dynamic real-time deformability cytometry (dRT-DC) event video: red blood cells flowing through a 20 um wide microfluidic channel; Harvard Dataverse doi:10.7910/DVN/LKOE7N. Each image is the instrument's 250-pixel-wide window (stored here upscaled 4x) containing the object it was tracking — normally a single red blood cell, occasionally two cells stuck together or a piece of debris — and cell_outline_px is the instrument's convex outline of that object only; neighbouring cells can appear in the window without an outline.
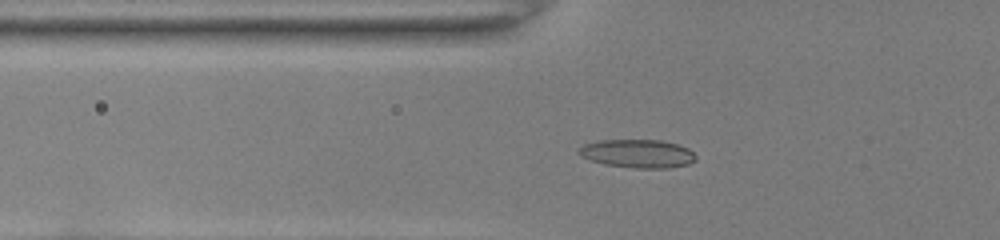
{"species": "common noctule bat (a hibernating species)", "species_latin": "Nyctalus noctula", "temperature_condition": "room temperature", "stored_images_in_passage": 44, "camera_frame_rate_fps": 3000, "um_per_image_px": 0.085, "animal": {"sex": "female", "body_mass_g": 22.0, "forearm_length_mm": 56.7}, "frame": {"image": 1, "passage_image": 12, "time_ms": 3.667, "image_size_px": [1000, 240], "cell_outline_px": [[696, 160], [688, 164], [664, 168], [640, 168], [608, 164], [592, 160], [584, 156], [580, 152], [580, 148], [584, 144], [600, 140], [660, 140], [676, 144], [688, 148], [696, 156]], "centroid_in_image_um": [54.26, 13.04], "position_along_channel_um": 71.5, "area_um2": 18.79}}
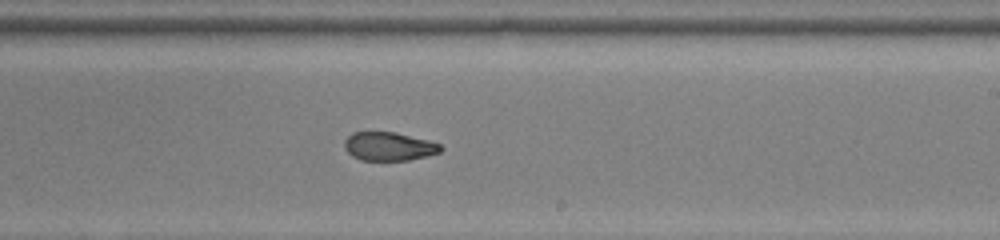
{"frame": {"image": 2, "passage_image": 26, "time_ms": 8.333, "image_size_px": [1000, 240], "cell_outline_px": [[444, 148], [440, 152], [408, 160], [364, 160], [352, 156], [344, 148], [344, 140], [352, 132], [396, 132], [428, 140], [440, 144]], "centroid_in_image_um": [33.04, 12.43], "position_along_channel_um": 256.0, "area_um2": 15.95}}
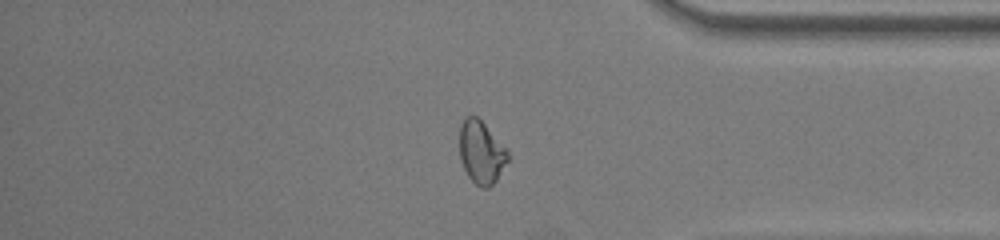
{"frame": {"image": 3, "passage_image": 37, "time_ms": 12.0, "image_size_px": [1000, 240], "cell_outline_px": [[508, 160], [496, 180], [488, 188], [484, 188], [476, 184], [468, 176], [464, 168], [460, 156], [460, 128], [464, 120], [468, 116], [476, 116], [484, 124], [508, 152]], "centroid_in_image_um": [40.9, 12.97], "position_along_channel_um": 394.3, "area_um2": 17.05}, "authors_computed_cell_mechanics": {"area_um2": 17.1666, "velocity_mm_per_s": 4.015, "shape_relaxation_time_tau1_ms": 5.7402, "shape_relaxation_time_tau2_ms": 1.8203, "deformation_change_tau1": 0.1906, "deformation_change_tau2": 0.0727}}